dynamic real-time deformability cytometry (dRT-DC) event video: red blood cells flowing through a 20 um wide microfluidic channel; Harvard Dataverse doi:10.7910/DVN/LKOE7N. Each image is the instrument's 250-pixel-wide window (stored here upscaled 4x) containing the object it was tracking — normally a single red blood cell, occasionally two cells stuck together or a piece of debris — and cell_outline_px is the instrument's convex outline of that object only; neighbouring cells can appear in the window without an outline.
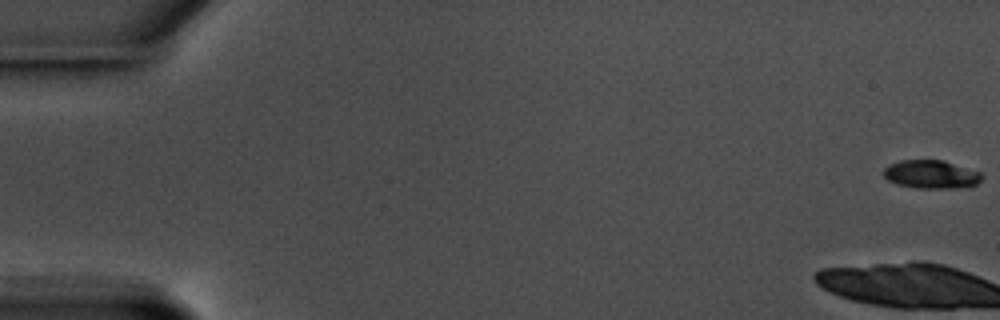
{"species": "common noctule bat (a hibernating species)", "species_latin": "Nyctalus noctula", "temperature_condition": "warm", "stored_images_in_passage": 24, "camera_frame_rate_fps": 3000, "um_per_image_px": 0.085, "animal": {"sex": "male", "body_mass_g": 17.5, "forearm_length_mm": 52.3}, "frame": {"image": 1, "passage_image": 1, "time_ms": 0.0, "image_size_px": [1000, 320], "cell_outline_px": [[984, 176], [976, 184], [968, 188], [916, 188], [896, 184], [888, 180], [880, 172], [888, 164], [900, 160], [944, 160], [980, 172]], "centroid_in_image_um": [79.13, 14.82], "position_along_channel_um": 5.9, "area_um2": 16.53}}